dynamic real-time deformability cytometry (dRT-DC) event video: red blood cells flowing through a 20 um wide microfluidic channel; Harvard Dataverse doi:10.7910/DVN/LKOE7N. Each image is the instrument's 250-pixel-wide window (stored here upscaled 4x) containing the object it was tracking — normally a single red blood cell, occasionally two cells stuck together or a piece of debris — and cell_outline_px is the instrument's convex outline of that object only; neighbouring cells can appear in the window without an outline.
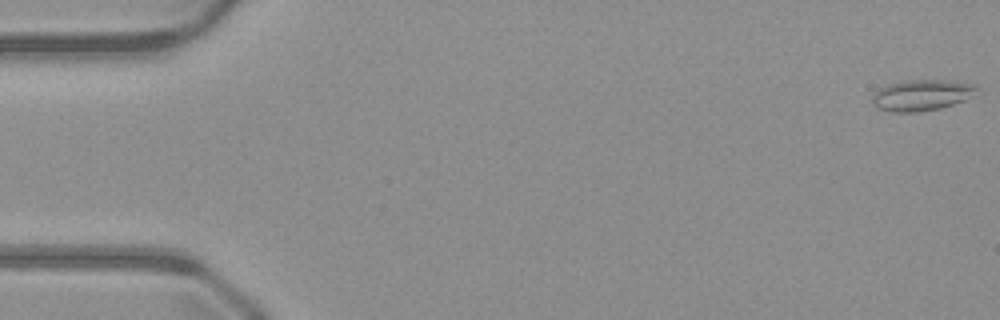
{"species": "common noctule bat (a hibernating species)", "species_latin": "Nyctalus noctula", "temperature_condition": "warm", "stored_images_in_passage": 16, "camera_frame_rate_fps": 3000, "um_per_image_px": 0.085, "animal": {"sex": "male", "body_mass_g": 23.1, "forearm_length_mm": 52.7}, "frame": {"image": 1, "passage_image": 1, "time_ms": 0.0, "image_size_px": [1000, 320], "cell_outline_px": [[976, 88], [964, 100], [940, 108], [916, 112], [892, 112], [880, 108], [872, 104], [872, 96], [880, 88], [892, 84], [908, 80], [956, 80], [976, 84]], "centroid_in_image_um": [78.33, 8.08], "position_along_channel_um": 6.7, "area_um2": 18.5}}